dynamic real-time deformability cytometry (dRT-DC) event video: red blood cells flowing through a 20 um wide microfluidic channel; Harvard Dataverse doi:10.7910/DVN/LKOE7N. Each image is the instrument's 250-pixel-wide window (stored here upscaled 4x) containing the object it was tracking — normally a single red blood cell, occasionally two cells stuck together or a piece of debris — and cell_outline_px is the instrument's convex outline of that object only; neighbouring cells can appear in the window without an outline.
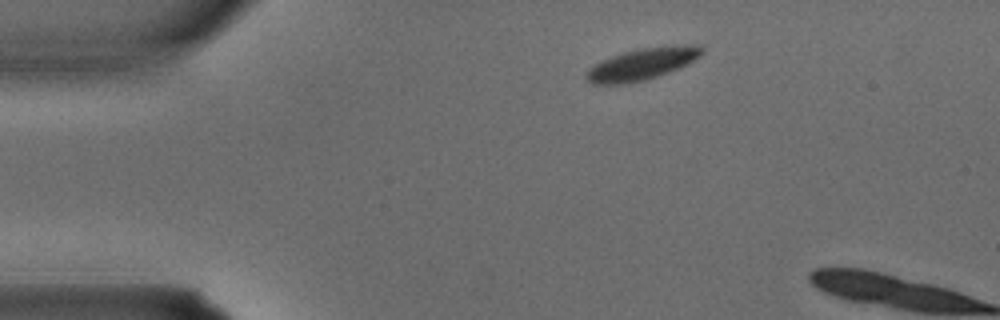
{"species": "common noctule bat (a hibernating species)", "species_latin": "Nyctalus noctula", "temperature_condition": "warm", "stored_images_in_passage": 2, "camera_frame_rate_fps": 3000, "um_per_image_px": 0.085, "animal": {"sex": "male", "body_mass_g": 15.6}, "frame": {"image": 1, "passage_image": 1, "time_ms": 0.0, "image_size_px": [1000, 320], "cell_outline_px": [[704, 52], [700, 56], [668, 72], [644, 80], [628, 84], [592, 84], [584, 80], [584, 76], [588, 68], [612, 56], [624, 52], [640, 48], [684, 44], [700, 44], [704, 48]], "centroid_in_image_um": [54.55, 5.44], "position_along_channel_um": 30.4, "area_um2": 21.27}}